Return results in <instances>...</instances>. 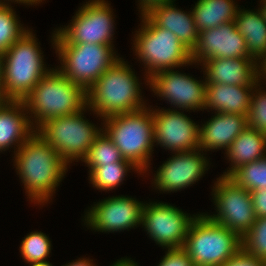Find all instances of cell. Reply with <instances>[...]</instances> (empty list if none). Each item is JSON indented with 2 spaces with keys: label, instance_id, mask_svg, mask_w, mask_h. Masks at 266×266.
<instances>
[{
  "label": "cell",
  "instance_id": "obj_1",
  "mask_svg": "<svg viewBox=\"0 0 266 266\" xmlns=\"http://www.w3.org/2000/svg\"><path fill=\"white\" fill-rule=\"evenodd\" d=\"M13 158L15 171L29 201L42 207L52 202L53 194L69 168L57 151L35 131Z\"/></svg>",
  "mask_w": 266,
  "mask_h": 266
},
{
  "label": "cell",
  "instance_id": "obj_2",
  "mask_svg": "<svg viewBox=\"0 0 266 266\" xmlns=\"http://www.w3.org/2000/svg\"><path fill=\"white\" fill-rule=\"evenodd\" d=\"M127 61L119 58L86 91L88 111L100 119L144 109L139 77Z\"/></svg>",
  "mask_w": 266,
  "mask_h": 266
},
{
  "label": "cell",
  "instance_id": "obj_3",
  "mask_svg": "<svg viewBox=\"0 0 266 266\" xmlns=\"http://www.w3.org/2000/svg\"><path fill=\"white\" fill-rule=\"evenodd\" d=\"M35 129L52 118L78 113L87 106L86 90L51 68L23 100Z\"/></svg>",
  "mask_w": 266,
  "mask_h": 266
},
{
  "label": "cell",
  "instance_id": "obj_4",
  "mask_svg": "<svg viewBox=\"0 0 266 266\" xmlns=\"http://www.w3.org/2000/svg\"><path fill=\"white\" fill-rule=\"evenodd\" d=\"M100 126L120 151L143 175L148 173L154 151V117L152 109L114 115L102 119Z\"/></svg>",
  "mask_w": 266,
  "mask_h": 266
},
{
  "label": "cell",
  "instance_id": "obj_5",
  "mask_svg": "<svg viewBox=\"0 0 266 266\" xmlns=\"http://www.w3.org/2000/svg\"><path fill=\"white\" fill-rule=\"evenodd\" d=\"M37 41L29 29L3 53L2 95L6 101H23L50 70Z\"/></svg>",
  "mask_w": 266,
  "mask_h": 266
},
{
  "label": "cell",
  "instance_id": "obj_6",
  "mask_svg": "<svg viewBox=\"0 0 266 266\" xmlns=\"http://www.w3.org/2000/svg\"><path fill=\"white\" fill-rule=\"evenodd\" d=\"M140 16V28L134 31L132 49L144 65L146 85L148 78L157 72L194 64L191 62V51L172 31L158 27L146 14Z\"/></svg>",
  "mask_w": 266,
  "mask_h": 266
},
{
  "label": "cell",
  "instance_id": "obj_7",
  "mask_svg": "<svg viewBox=\"0 0 266 266\" xmlns=\"http://www.w3.org/2000/svg\"><path fill=\"white\" fill-rule=\"evenodd\" d=\"M242 248L241 237L198 213L186 236L183 250L194 266H221Z\"/></svg>",
  "mask_w": 266,
  "mask_h": 266
},
{
  "label": "cell",
  "instance_id": "obj_8",
  "mask_svg": "<svg viewBox=\"0 0 266 266\" xmlns=\"http://www.w3.org/2000/svg\"><path fill=\"white\" fill-rule=\"evenodd\" d=\"M86 110L87 106L78 113L52 118L36 129L67 165L83 161L93 141L103 131V127L96 126L84 116Z\"/></svg>",
  "mask_w": 266,
  "mask_h": 266
},
{
  "label": "cell",
  "instance_id": "obj_9",
  "mask_svg": "<svg viewBox=\"0 0 266 266\" xmlns=\"http://www.w3.org/2000/svg\"><path fill=\"white\" fill-rule=\"evenodd\" d=\"M51 37L50 42L61 64L57 69L86 91L120 58L111 45L54 44L55 31Z\"/></svg>",
  "mask_w": 266,
  "mask_h": 266
},
{
  "label": "cell",
  "instance_id": "obj_10",
  "mask_svg": "<svg viewBox=\"0 0 266 266\" xmlns=\"http://www.w3.org/2000/svg\"><path fill=\"white\" fill-rule=\"evenodd\" d=\"M106 0H88L64 27L55 29L54 44H113L114 12Z\"/></svg>",
  "mask_w": 266,
  "mask_h": 266
},
{
  "label": "cell",
  "instance_id": "obj_11",
  "mask_svg": "<svg viewBox=\"0 0 266 266\" xmlns=\"http://www.w3.org/2000/svg\"><path fill=\"white\" fill-rule=\"evenodd\" d=\"M216 180L211 192L216 214H205L242 238L257 219L250 192L228 176Z\"/></svg>",
  "mask_w": 266,
  "mask_h": 266
},
{
  "label": "cell",
  "instance_id": "obj_12",
  "mask_svg": "<svg viewBox=\"0 0 266 266\" xmlns=\"http://www.w3.org/2000/svg\"><path fill=\"white\" fill-rule=\"evenodd\" d=\"M164 202H149L142 212V227L148 237L163 249H181L196 215Z\"/></svg>",
  "mask_w": 266,
  "mask_h": 266
},
{
  "label": "cell",
  "instance_id": "obj_13",
  "mask_svg": "<svg viewBox=\"0 0 266 266\" xmlns=\"http://www.w3.org/2000/svg\"><path fill=\"white\" fill-rule=\"evenodd\" d=\"M96 203V204H95ZM145 202L132 196L116 195L99 200L85 211L84 225L95 232L114 233L142 225Z\"/></svg>",
  "mask_w": 266,
  "mask_h": 266
},
{
  "label": "cell",
  "instance_id": "obj_14",
  "mask_svg": "<svg viewBox=\"0 0 266 266\" xmlns=\"http://www.w3.org/2000/svg\"><path fill=\"white\" fill-rule=\"evenodd\" d=\"M206 80H197L178 70H162L148 78L149 88L154 95L167 101L175 110L190 112L204 111Z\"/></svg>",
  "mask_w": 266,
  "mask_h": 266
},
{
  "label": "cell",
  "instance_id": "obj_15",
  "mask_svg": "<svg viewBox=\"0 0 266 266\" xmlns=\"http://www.w3.org/2000/svg\"><path fill=\"white\" fill-rule=\"evenodd\" d=\"M206 154L200 149L174 153L156 170L152 186L163 193H174L196 184L210 168Z\"/></svg>",
  "mask_w": 266,
  "mask_h": 266
},
{
  "label": "cell",
  "instance_id": "obj_16",
  "mask_svg": "<svg viewBox=\"0 0 266 266\" xmlns=\"http://www.w3.org/2000/svg\"><path fill=\"white\" fill-rule=\"evenodd\" d=\"M152 108L154 141L165 150L178 153L199 149V124L188 117L184 110Z\"/></svg>",
  "mask_w": 266,
  "mask_h": 266
},
{
  "label": "cell",
  "instance_id": "obj_17",
  "mask_svg": "<svg viewBox=\"0 0 266 266\" xmlns=\"http://www.w3.org/2000/svg\"><path fill=\"white\" fill-rule=\"evenodd\" d=\"M248 54L244 37L231 21L215 28L201 31L196 46L191 51V62L200 65L212 58H246Z\"/></svg>",
  "mask_w": 266,
  "mask_h": 266
},
{
  "label": "cell",
  "instance_id": "obj_18",
  "mask_svg": "<svg viewBox=\"0 0 266 266\" xmlns=\"http://www.w3.org/2000/svg\"><path fill=\"white\" fill-rule=\"evenodd\" d=\"M200 65L207 84L254 86L260 80L259 63L252 57L212 58Z\"/></svg>",
  "mask_w": 266,
  "mask_h": 266
},
{
  "label": "cell",
  "instance_id": "obj_19",
  "mask_svg": "<svg viewBox=\"0 0 266 266\" xmlns=\"http://www.w3.org/2000/svg\"><path fill=\"white\" fill-rule=\"evenodd\" d=\"M199 126V149L225 151L247 127L246 116L241 114L217 113Z\"/></svg>",
  "mask_w": 266,
  "mask_h": 266
},
{
  "label": "cell",
  "instance_id": "obj_20",
  "mask_svg": "<svg viewBox=\"0 0 266 266\" xmlns=\"http://www.w3.org/2000/svg\"><path fill=\"white\" fill-rule=\"evenodd\" d=\"M36 131L23 101H6L0 106V152L14 153Z\"/></svg>",
  "mask_w": 266,
  "mask_h": 266
},
{
  "label": "cell",
  "instance_id": "obj_21",
  "mask_svg": "<svg viewBox=\"0 0 266 266\" xmlns=\"http://www.w3.org/2000/svg\"><path fill=\"white\" fill-rule=\"evenodd\" d=\"M175 1L153 6L145 14L160 28L172 31L190 51L196 46L199 32L192 11L184 12L176 7Z\"/></svg>",
  "mask_w": 266,
  "mask_h": 266
},
{
  "label": "cell",
  "instance_id": "obj_22",
  "mask_svg": "<svg viewBox=\"0 0 266 266\" xmlns=\"http://www.w3.org/2000/svg\"><path fill=\"white\" fill-rule=\"evenodd\" d=\"M254 86L206 84L204 109L246 116Z\"/></svg>",
  "mask_w": 266,
  "mask_h": 266
},
{
  "label": "cell",
  "instance_id": "obj_23",
  "mask_svg": "<svg viewBox=\"0 0 266 266\" xmlns=\"http://www.w3.org/2000/svg\"><path fill=\"white\" fill-rule=\"evenodd\" d=\"M225 154L231 165L221 176H229L238 167L265 157L266 135L246 127L231 143Z\"/></svg>",
  "mask_w": 266,
  "mask_h": 266
},
{
  "label": "cell",
  "instance_id": "obj_24",
  "mask_svg": "<svg viewBox=\"0 0 266 266\" xmlns=\"http://www.w3.org/2000/svg\"><path fill=\"white\" fill-rule=\"evenodd\" d=\"M254 10L242 9L241 6L234 22L245 39L248 54L260 63L266 57V22L261 10Z\"/></svg>",
  "mask_w": 266,
  "mask_h": 266
},
{
  "label": "cell",
  "instance_id": "obj_25",
  "mask_svg": "<svg viewBox=\"0 0 266 266\" xmlns=\"http://www.w3.org/2000/svg\"><path fill=\"white\" fill-rule=\"evenodd\" d=\"M191 9L200 33L234 21L240 7L234 0H197Z\"/></svg>",
  "mask_w": 266,
  "mask_h": 266
},
{
  "label": "cell",
  "instance_id": "obj_26",
  "mask_svg": "<svg viewBox=\"0 0 266 266\" xmlns=\"http://www.w3.org/2000/svg\"><path fill=\"white\" fill-rule=\"evenodd\" d=\"M87 167L92 186L97 190L106 192L117 189L116 187H119L121 183L123 184L124 177L128 175L130 170L143 175L137 167L125 159L114 164Z\"/></svg>",
  "mask_w": 266,
  "mask_h": 266
},
{
  "label": "cell",
  "instance_id": "obj_27",
  "mask_svg": "<svg viewBox=\"0 0 266 266\" xmlns=\"http://www.w3.org/2000/svg\"><path fill=\"white\" fill-rule=\"evenodd\" d=\"M228 177L249 192L265 188L266 156L238 167Z\"/></svg>",
  "mask_w": 266,
  "mask_h": 266
},
{
  "label": "cell",
  "instance_id": "obj_28",
  "mask_svg": "<svg viewBox=\"0 0 266 266\" xmlns=\"http://www.w3.org/2000/svg\"><path fill=\"white\" fill-rule=\"evenodd\" d=\"M12 7L10 3L0 8V53H4L29 30L20 23Z\"/></svg>",
  "mask_w": 266,
  "mask_h": 266
},
{
  "label": "cell",
  "instance_id": "obj_29",
  "mask_svg": "<svg viewBox=\"0 0 266 266\" xmlns=\"http://www.w3.org/2000/svg\"><path fill=\"white\" fill-rule=\"evenodd\" d=\"M123 160L120 151L111 139L102 131L93 141L86 158L82 161L86 166H102Z\"/></svg>",
  "mask_w": 266,
  "mask_h": 266
},
{
  "label": "cell",
  "instance_id": "obj_30",
  "mask_svg": "<svg viewBox=\"0 0 266 266\" xmlns=\"http://www.w3.org/2000/svg\"><path fill=\"white\" fill-rule=\"evenodd\" d=\"M51 246L49 236L41 231H33L22 239L19 252L26 263L46 261L51 253Z\"/></svg>",
  "mask_w": 266,
  "mask_h": 266
},
{
  "label": "cell",
  "instance_id": "obj_31",
  "mask_svg": "<svg viewBox=\"0 0 266 266\" xmlns=\"http://www.w3.org/2000/svg\"><path fill=\"white\" fill-rule=\"evenodd\" d=\"M262 80H259L251 93L250 107L246 115L247 127L266 135V91L261 90Z\"/></svg>",
  "mask_w": 266,
  "mask_h": 266
},
{
  "label": "cell",
  "instance_id": "obj_32",
  "mask_svg": "<svg viewBox=\"0 0 266 266\" xmlns=\"http://www.w3.org/2000/svg\"><path fill=\"white\" fill-rule=\"evenodd\" d=\"M242 248L252 256L266 261V217L257 218L241 238Z\"/></svg>",
  "mask_w": 266,
  "mask_h": 266
},
{
  "label": "cell",
  "instance_id": "obj_33",
  "mask_svg": "<svg viewBox=\"0 0 266 266\" xmlns=\"http://www.w3.org/2000/svg\"><path fill=\"white\" fill-rule=\"evenodd\" d=\"M120 260L123 266H139L137 262L129 257H123ZM157 266H194V264L188 254L181 248L167 249L165 256L163 255Z\"/></svg>",
  "mask_w": 266,
  "mask_h": 266
},
{
  "label": "cell",
  "instance_id": "obj_34",
  "mask_svg": "<svg viewBox=\"0 0 266 266\" xmlns=\"http://www.w3.org/2000/svg\"><path fill=\"white\" fill-rule=\"evenodd\" d=\"M221 266H266V261L258 259L241 248Z\"/></svg>",
  "mask_w": 266,
  "mask_h": 266
},
{
  "label": "cell",
  "instance_id": "obj_35",
  "mask_svg": "<svg viewBox=\"0 0 266 266\" xmlns=\"http://www.w3.org/2000/svg\"><path fill=\"white\" fill-rule=\"evenodd\" d=\"M257 218L266 217V187L250 192Z\"/></svg>",
  "mask_w": 266,
  "mask_h": 266
},
{
  "label": "cell",
  "instance_id": "obj_36",
  "mask_svg": "<svg viewBox=\"0 0 266 266\" xmlns=\"http://www.w3.org/2000/svg\"><path fill=\"white\" fill-rule=\"evenodd\" d=\"M176 0H138V8L140 11V14H145L148 12L153 6L165 4V3H171Z\"/></svg>",
  "mask_w": 266,
  "mask_h": 266
},
{
  "label": "cell",
  "instance_id": "obj_37",
  "mask_svg": "<svg viewBox=\"0 0 266 266\" xmlns=\"http://www.w3.org/2000/svg\"><path fill=\"white\" fill-rule=\"evenodd\" d=\"M93 259H89V258H79L78 260L76 259V261H72L69 262L68 264L65 265H61V266H96L95 264H93ZM110 266H123L121 260L117 259L116 262H114L112 265Z\"/></svg>",
  "mask_w": 266,
  "mask_h": 266
},
{
  "label": "cell",
  "instance_id": "obj_38",
  "mask_svg": "<svg viewBox=\"0 0 266 266\" xmlns=\"http://www.w3.org/2000/svg\"><path fill=\"white\" fill-rule=\"evenodd\" d=\"M6 4H10L9 2L13 3L14 4H25V6H32V5H37V4H41L42 1H45V0H3ZM16 2V3H15Z\"/></svg>",
  "mask_w": 266,
  "mask_h": 266
},
{
  "label": "cell",
  "instance_id": "obj_39",
  "mask_svg": "<svg viewBox=\"0 0 266 266\" xmlns=\"http://www.w3.org/2000/svg\"><path fill=\"white\" fill-rule=\"evenodd\" d=\"M259 71H260V80L263 79L266 81V57L259 63Z\"/></svg>",
  "mask_w": 266,
  "mask_h": 266
},
{
  "label": "cell",
  "instance_id": "obj_40",
  "mask_svg": "<svg viewBox=\"0 0 266 266\" xmlns=\"http://www.w3.org/2000/svg\"><path fill=\"white\" fill-rule=\"evenodd\" d=\"M3 83V53H0V90H2Z\"/></svg>",
  "mask_w": 266,
  "mask_h": 266
},
{
  "label": "cell",
  "instance_id": "obj_41",
  "mask_svg": "<svg viewBox=\"0 0 266 266\" xmlns=\"http://www.w3.org/2000/svg\"><path fill=\"white\" fill-rule=\"evenodd\" d=\"M260 7H258L261 12H262V15L264 17V20L266 22V0H260Z\"/></svg>",
  "mask_w": 266,
  "mask_h": 266
},
{
  "label": "cell",
  "instance_id": "obj_42",
  "mask_svg": "<svg viewBox=\"0 0 266 266\" xmlns=\"http://www.w3.org/2000/svg\"><path fill=\"white\" fill-rule=\"evenodd\" d=\"M30 266H54L49 261H40L29 263Z\"/></svg>",
  "mask_w": 266,
  "mask_h": 266
},
{
  "label": "cell",
  "instance_id": "obj_43",
  "mask_svg": "<svg viewBox=\"0 0 266 266\" xmlns=\"http://www.w3.org/2000/svg\"><path fill=\"white\" fill-rule=\"evenodd\" d=\"M6 102L5 98L2 95V90H0V106Z\"/></svg>",
  "mask_w": 266,
  "mask_h": 266
},
{
  "label": "cell",
  "instance_id": "obj_44",
  "mask_svg": "<svg viewBox=\"0 0 266 266\" xmlns=\"http://www.w3.org/2000/svg\"><path fill=\"white\" fill-rule=\"evenodd\" d=\"M6 3L3 0H0V8H2Z\"/></svg>",
  "mask_w": 266,
  "mask_h": 266
}]
</instances>
